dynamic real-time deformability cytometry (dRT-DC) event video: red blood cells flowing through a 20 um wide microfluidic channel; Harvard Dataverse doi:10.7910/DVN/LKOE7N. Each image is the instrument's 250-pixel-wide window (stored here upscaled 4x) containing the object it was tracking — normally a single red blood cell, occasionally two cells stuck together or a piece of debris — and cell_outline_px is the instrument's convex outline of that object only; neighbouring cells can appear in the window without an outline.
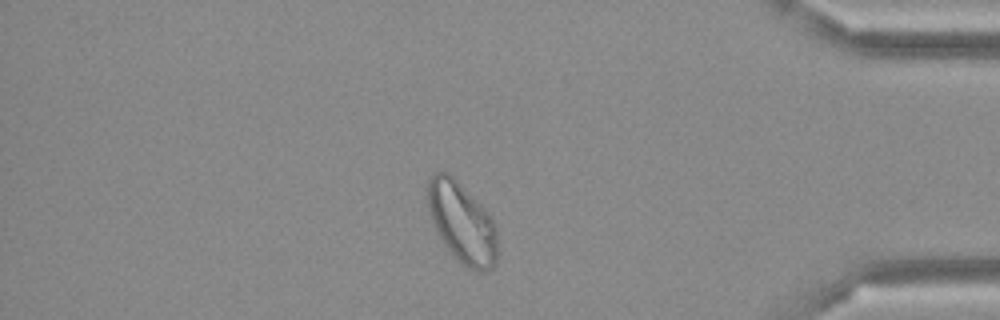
{"species": "Egyptian fruit bat (a non-hibernating species)", "species_latin": "Rousettus aegyptiacus", "temperature_condition": "cold", "stored_images_in_passage": 47, "camera_frame_rate_fps": 3000, "um_per_image_px": 0.085, "frame": {"image": 1, "passage_image": 40, "time_ms": 13.0, "image_size_px": [1000, 320], "cell_outline_px": [[496, 264], [488, 272], [472, 272], [460, 264], [456, 260], [444, 244], [436, 232], [428, 212], [424, 188], [432, 172], [448, 172], [488, 212], [496, 224]], "centroid_in_image_um": [39.22, 18.95], "position_along_channel_um": 396.0, "area_um2": 33.58}}